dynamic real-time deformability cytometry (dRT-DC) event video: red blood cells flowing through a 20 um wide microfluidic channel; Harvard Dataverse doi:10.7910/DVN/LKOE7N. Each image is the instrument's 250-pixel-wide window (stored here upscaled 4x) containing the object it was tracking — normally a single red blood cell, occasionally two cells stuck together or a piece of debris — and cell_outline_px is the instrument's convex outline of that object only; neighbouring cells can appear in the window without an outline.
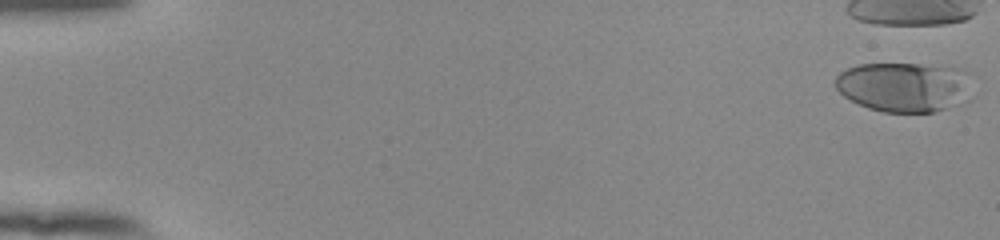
{"species": "human", "species_latin": "Homo sapiens", "temperature_condition": "room temperature", "stored_images_in_passage": 47, "camera_frame_rate_fps": 3000, "um_per_image_px": 0.085, "donor": {"sex": "female"}, "frame": {"image": 1, "passage_image": 1, "time_ms": 0.0, "image_size_px": [1000, 240], "cell_outline_px": [[972, 100], [964, 104], [932, 112], [884, 112], [868, 108], [844, 96], [836, 88], [836, 76], [840, 72], [848, 68], [860, 64], [920, 64], [960, 68], [968, 72]], "centroid_in_image_um": [76.94, 7.4], "position_along_channel_um": 8.1, "area_um2": 40.17}}